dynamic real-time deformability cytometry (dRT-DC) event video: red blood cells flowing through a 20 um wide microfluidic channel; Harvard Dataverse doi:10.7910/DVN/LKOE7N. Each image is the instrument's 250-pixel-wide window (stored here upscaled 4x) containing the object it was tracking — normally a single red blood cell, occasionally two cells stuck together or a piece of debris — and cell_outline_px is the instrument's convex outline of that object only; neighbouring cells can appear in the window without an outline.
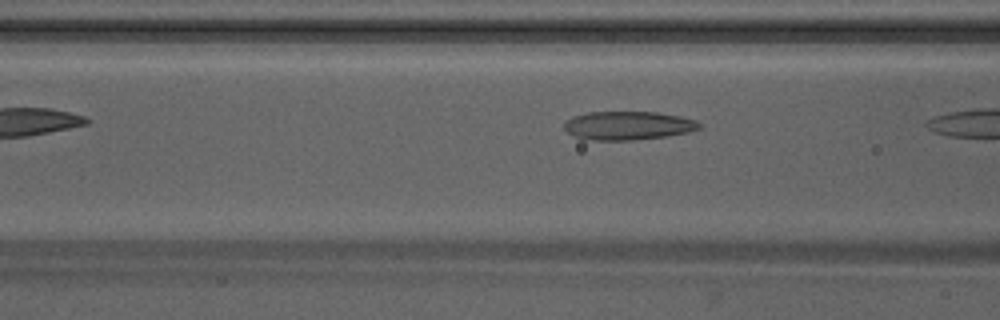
{"species": "Egyptian fruit bat (a non-hibernating species)", "species_latin": "Rousettus aegyptiacus", "temperature_condition": "warm", "stored_images_in_passage": 5, "segment_of_instrument_passage": [2, 2], "camera_frame_rate_fps": 3000, "um_per_image_px": 0.085, "animal": {"sex": "male"}, "frame": {"image": 1, "passage_image": 5, "time_ms": 1.333, "image_size_px": [1000, 320], "cell_outline_px": [[700, 128], [688, 132], [668, 136], [632, 140], [592, 140], [576, 136], [568, 132], [564, 128], [564, 124], [572, 116], [588, 112], [656, 112], [680, 116], [696, 120], [700, 124]], "centroid_in_image_um": [53.39, 10.67], "position_along_channel_um": 113.2, "area_um2": 22.37}}